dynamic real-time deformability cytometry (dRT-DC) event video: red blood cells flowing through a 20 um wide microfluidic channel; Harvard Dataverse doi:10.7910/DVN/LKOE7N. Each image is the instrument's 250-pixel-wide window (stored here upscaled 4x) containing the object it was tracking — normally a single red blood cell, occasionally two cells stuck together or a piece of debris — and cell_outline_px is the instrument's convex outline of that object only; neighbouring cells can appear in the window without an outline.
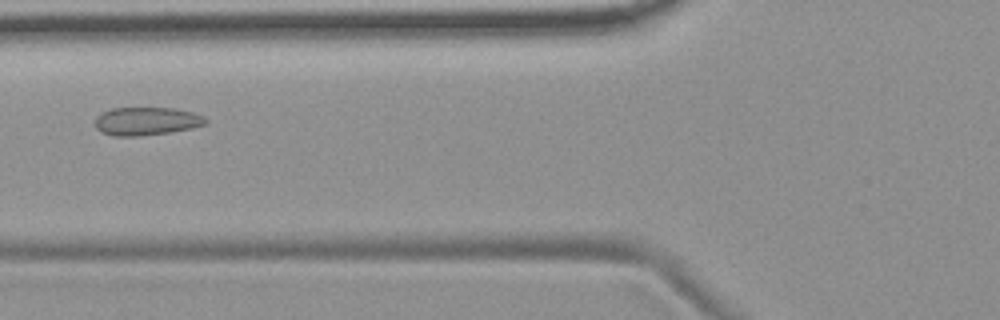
{"species": "common noctule bat (a hibernating species)", "species_latin": "Nyctalus noctula", "temperature_condition": "room temperature", "stored_images_in_passage": 7, "camera_frame_rate_fps": 3000, "um_per_image_px": 0.085, "animal": {"sex": "female", "body_mass_g": 19.9}, "frame": {"image": 1, "passage_image": 2, "time_ms": 1.333, "image_size_px": [1000, 320], "cell_outline_px": [[208, 124], [192, 128], [168, 132], [140, 136], [112, 136], [100, 132], [96, 128], [96, 116], [100, 112], [112, 108], [172, 108], [192, 112], [204, 116], [208, 120]], "centroid_in_image_um": [12.44, 10.3], "position_along_channel_um": 113.4, "area_um2": 18.26}}
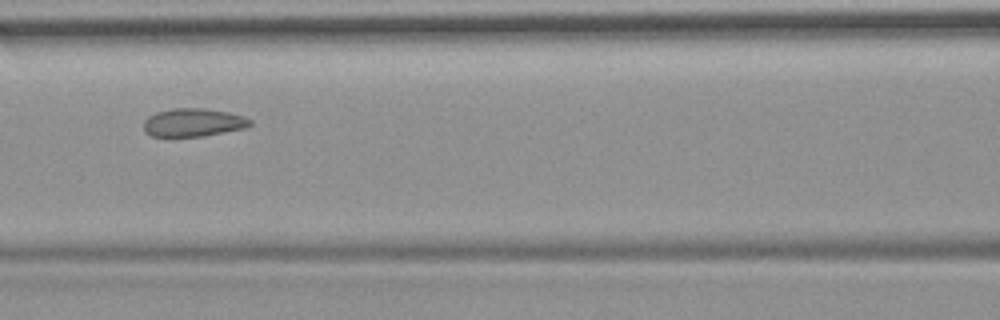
{"frame": {"image": 2, "passage_image": 3, "time_ms": 2.333, "image_size_px": [1000, 320], "cell_outline_px": [[252, 124], [248, 128], [204, 136], [152, 136], [144, 132], [144, 120], [148, 116], [156, 112], [172, 108], [200, 108], [228, 112], [244, 116], [252, 120]], "centroid_in_image_um": [16.45, 10.41], "position_along_channel_um": 150.1, "area_um2": 17.63}}
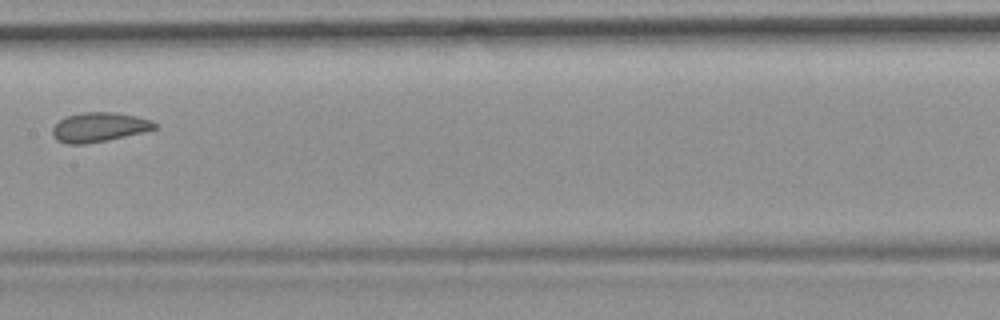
{"frame": {"image": 3, "passage_image": 4, "time_ms": 3.667, "image_size_px": [1000, 320], "cell_outline_px": [[156, 128], [144, 132], [108, 140], [84, 144], [68, 144], [56, 140], [52, 136], [52, 128], [64, 116], [84, 112], [112, 112], [136, 116], [152, 120], [156, 124]], "centroid_in_image_um": [8.4, 10.81], "position_along_channel_um": 199.0, "area_um2": 17.57}}